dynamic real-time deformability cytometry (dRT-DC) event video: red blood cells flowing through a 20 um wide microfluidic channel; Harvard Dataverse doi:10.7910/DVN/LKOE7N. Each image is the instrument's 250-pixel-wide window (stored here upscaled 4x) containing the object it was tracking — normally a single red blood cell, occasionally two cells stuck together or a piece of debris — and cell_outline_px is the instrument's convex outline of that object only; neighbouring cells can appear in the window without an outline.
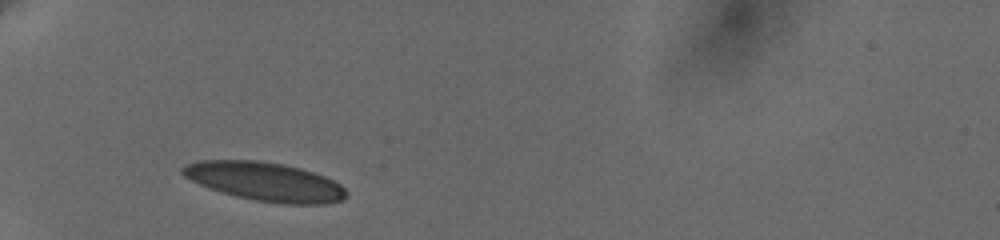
{"species": "human", "species_latin": "Homo sapiens", "temperature_condition": "cold", "stored_images_in_passage": 46, "camera_frame_rate_fps": 3000, "um_per_image_px": 0.085, "donor": {"sex": "female"}, "frame": {"image": 1, "passage_image": 1, "time_ms": 0.0, "image_size_px": [1000, 240], "cell_outline_px": [[348, 196], [344, 200], [324, 204], [280, 204], [252, 200], [236, 196], [208, 188], [184, 176], [180, 172], [180, 168], [188, 164], [200, 160], [260, 160], [284, 164], [300, 168], [324, 176], [340, 184], [348, 192]], "centroid_in_image_um": [22.54, 15.44], "position_along_channel_um": 62.5, "area_um2": 37.17}}
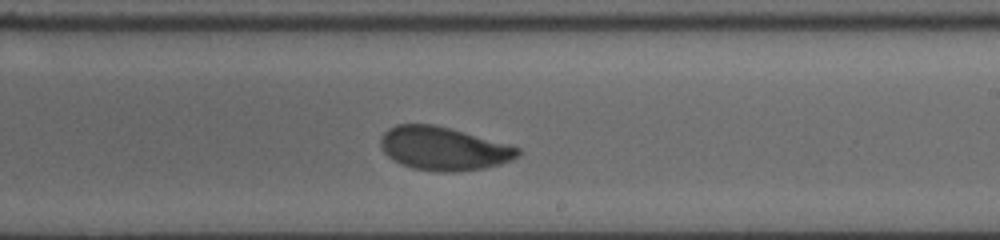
{"frame": {"image": 2, "passage_image": 26, "time_ms": 5.667, "image_size_px": [1000, 240], "cell_outline_px": [[520, 156], [512, 160], [500, 164], [484, 168], [456, 172], [436, 172], [412, 168], [400, 164], [392, 160], [384, 152], [380, 144], [380, 140], [384, 132], [388, 128], [396, 124], [432, 124], [448, 128], [508, 144], [520, 148]], "centroid_in_image_um": [37.68, 12.64], "position_along_channel_um": 251.3, "area_um2": 34.74}}
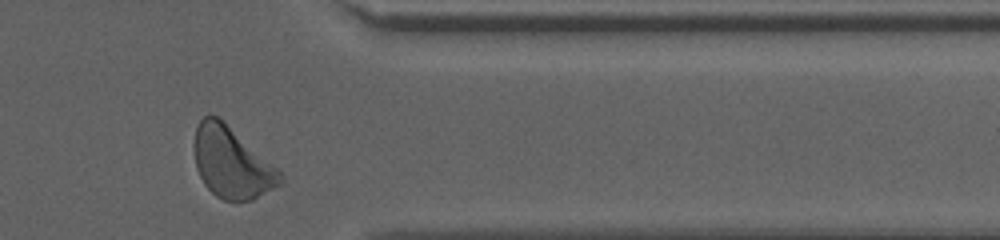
{"frame": {"image": 3, "passage_image": 44, "time_ms": 9.667, "image_size_px": [1000, 240], "cell_outline_px": [[284, 180], [280, 184], [252, 200], [224, 200], [216, 196], [204, 184], [196, 168], [192, 144], [196, 124], [204, 116], [216, 116], [224, 120], [276, 168], [284, 176]], "centroid_in_image_um": [19.64, 13.8], "position_along_channel_um": 391.8, "area_um2": 35.43}, "authors_computed_cell_mechanics": {"area_um2": 35.1135, "velocity_mm_per_s": 3.6297, "shape_relaxation_time_tau1_ms": 5.161, "shape_relaxation_time_tau2_ms": 1.5813, "deformation_change_tau1": 0.1519, "deformation_change_tau2": 0.0646}}